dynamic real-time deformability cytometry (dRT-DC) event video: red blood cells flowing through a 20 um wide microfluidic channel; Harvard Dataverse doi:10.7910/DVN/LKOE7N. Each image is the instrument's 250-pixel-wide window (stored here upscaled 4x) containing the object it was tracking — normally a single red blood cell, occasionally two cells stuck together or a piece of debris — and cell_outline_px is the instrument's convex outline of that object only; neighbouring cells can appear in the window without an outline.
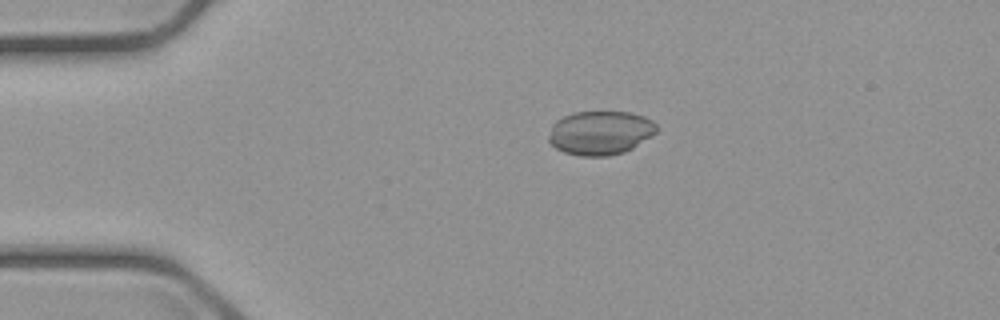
{"species": "common noctule bat (a hibernating species)", "species_latin": "Nyctalus noctula", "temperature_condition": "cold", "stored_images_in_passage": 37, "camera_frame_rate_fps": 3000, "um_per_image_px": 0.085, "animal": {"sex": "male", "body_mass_g": 23.1, "forearm_length_mm": 52.7}, "frame": {"image": 1, "passage_image": 1, "time_ms": 0.0, "image_size_px": [1000, 320], "cell_outline_px": [[656, 132], [652, 136], [632, 148], [624, 152], [608, 156], [580, 156], [564, 152], [556, 148], [548, 140], [548, 136], [552, 124], [556, 120], [564, 116], [576, 112], [628, 112], [644, 116], [652, 120], [656, 124]], "centroid_in_image_um": [51.01, 11.29], "position_along_channel_um": 34.0, "area_um2": 27.63}}
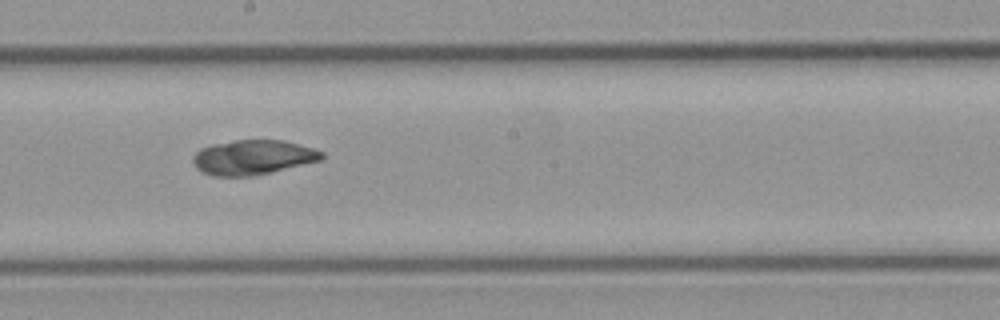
{"frame": {"image": 2, "passage_image": 20, "time_ms": 6.333, "image_size_px": [1000, 320], "cell_outline_px": [[324, 160], [256, 176], [212, 176], [196, 168], [192, 160], [196, 152], [200, 148], [212, 144], [236, 140], [284, 140], [312, 148], [324, 152]], "centroid_in_image_um": [21.53, 13.38], "position_along_channel_um": 226.7, "area_um2": 26.3}}
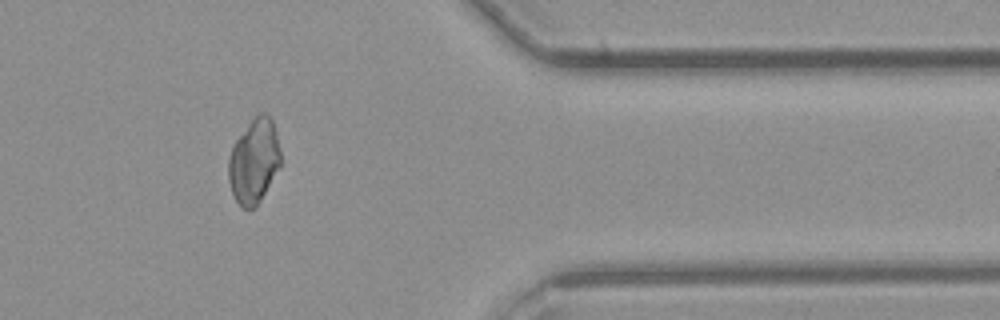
{"frame": {"image": 3, "passage_image": 35, "time_ms": 11.333, "image_size_px": [1000, 320], "cell_outline_px": [[280, 168], [256, 208], [244, 208], [236, 200], [232, 192], [228, 180], [228, 160], [232, 148], [236, 140], [248, 124], [260, 112], [264, 112], [272, 120], [276, 132], [280, 148]], "centroid_in_image_um": [21.6, 13.72], "position_along_channel_um": 389.8, "area_um2": 25.55}, "authors_computed_cell_mechanics": {"area_um2": 26.5302, "velocity_mm_per_s": 3.6925, "shape_relaxation_time_tau1_ms": null, "shape_relaxation_time_tau2_ms": 2.426, "deformation_change_tau1": null, "deformation_change_tau2": 0.0398}}